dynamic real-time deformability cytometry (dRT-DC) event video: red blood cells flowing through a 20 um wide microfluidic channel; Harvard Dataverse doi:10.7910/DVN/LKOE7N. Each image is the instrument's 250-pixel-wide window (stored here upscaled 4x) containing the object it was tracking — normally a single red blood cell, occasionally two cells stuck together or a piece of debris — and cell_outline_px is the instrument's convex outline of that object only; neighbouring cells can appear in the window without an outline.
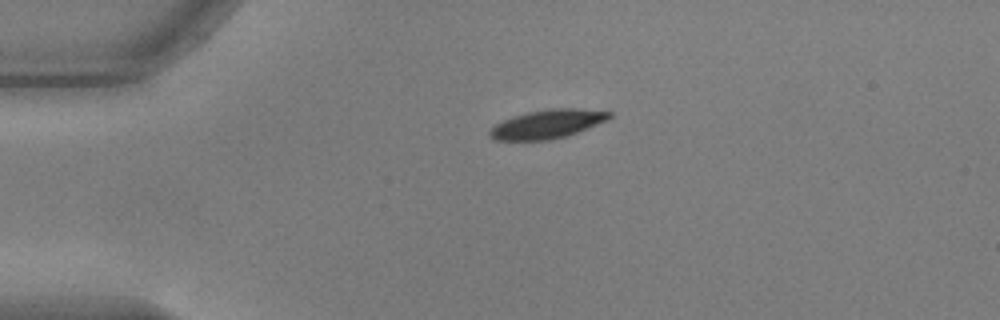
{"species": "common noctule bat (a hibernating species)", "species_latin": "Nyctalus noctula", "temperature_condition": "warm", "stored_images_in_passage": 43, "camera_frame_rate_fps": 3000, "um_per_image_px": 0.085, "animal": {"sex": "male", "body_mass_g": 17.9, "forearm_length_mm": 54.2}, "frame": {"image": 1, "passage_image": 1, "time_ms": 0.0, "image_size_px": [1000, 320], "cell_outline_px": [[612, 116], [608, 120], [576, 132], [564, 136], [548, 140], [496, 140], [488, 136], [488, 132], [496, 124], [512, 116], [528, 112], [548, 108], [576, 108], [612, 112]], "centroid_in_image_um": [46.51, 10.53], "position_along_channel_um": 38.5, "area_um2": 19.88}}
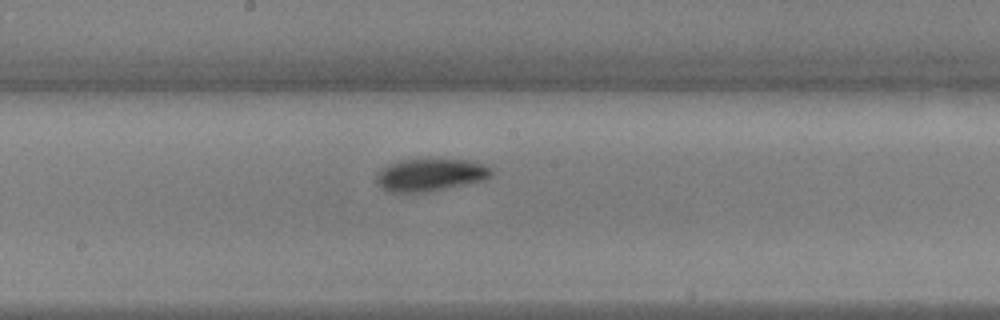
{"frame": {"image": 2, "passage_image": 18, "time_ms": 5.667, "image_size_px": [1000, 320], "cell_outline_px": [[492, 176], [484, 180], [428, 192], [392, 192], [380, 188], [376, 180], [380, 172], [388, 164], [400, 160], [472, 160], [484, 164], [492, 168]], "centroid_in_image_um": [36.62, 14.87], "position_along_channel_um": 211.6, "area_um2": 21.56}}
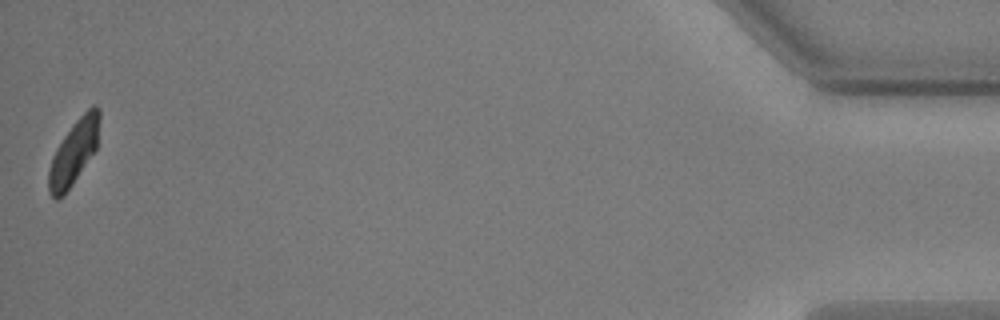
{"frame": {"image": 3, "passage_image": 43, "time_ms": 14.0, "image_size_px": [1000, 320], "cell_outline_px": [[100, 120], [96, 148], [64, 196], [56, 200], [48, 192], [48, 172], [52, 156], [56, 148], [72, 124], [92, 104], [96, 104], [100, 108]], "centroid_in_image_um": [6.27, 12.92], "position_along_channel_um": 428.9, "area_um2": 19.02}, "authors_computed_cell_mechanics": {"area_um2": 20.4612, "velocity_mm_per_s": 3.6706, "shape_relaxation_time_tau1_ms": 3.9444, "shape_relaxation_time_tau2_ms": 10.0102, "deformation_change_tau1": 0.1694, "deformation_change_tau2": 0.1245}}